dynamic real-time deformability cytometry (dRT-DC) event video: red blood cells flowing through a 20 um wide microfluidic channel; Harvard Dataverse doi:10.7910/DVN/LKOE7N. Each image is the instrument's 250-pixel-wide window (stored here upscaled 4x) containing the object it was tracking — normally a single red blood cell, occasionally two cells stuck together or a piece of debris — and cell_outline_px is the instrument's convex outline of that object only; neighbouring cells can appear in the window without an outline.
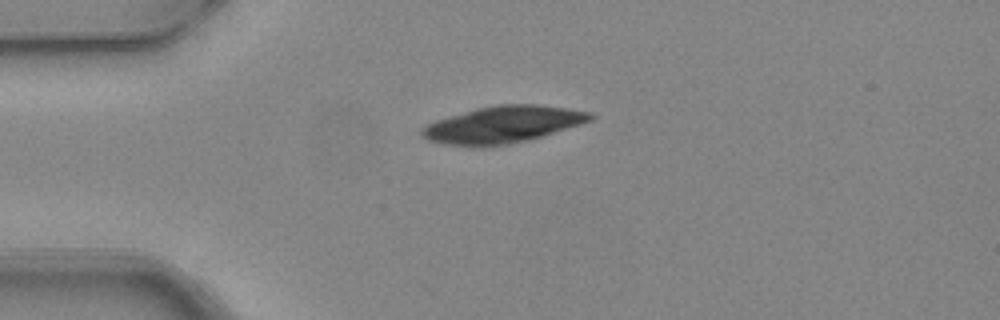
{"species": "common noctule bat (a hibernating species)", "species_latin": "Nyctalus noctula", "temperature_condition": "warm", "stored_images_in_passage": 1, "camera_frame_rate_fps": 3000, "um_per_image_px": 0.085, "animal": {"sex": "female", "body_mass_g": 24.6, "forearm_length_mm": 56.2}, "frame": {"image": 1, "passage_image": 1, "time_ms": 0.0, "image_size_px": [1000, 320], "cell_outline_px": [[596, 116], [592, 120], [544, 136], [528, 140], [508, 144], [484, 148], [468, 148], [440, 144], [428, 140], [420, 136], [420, 132], [428, 124], [436, 120], [476, 108], [496, 104], [536, 104], [592, 112]], "centroid_in_image_um": [42.7, 10.62], "position_along_channel_um": 42.3, "area_um2": 36.76}}